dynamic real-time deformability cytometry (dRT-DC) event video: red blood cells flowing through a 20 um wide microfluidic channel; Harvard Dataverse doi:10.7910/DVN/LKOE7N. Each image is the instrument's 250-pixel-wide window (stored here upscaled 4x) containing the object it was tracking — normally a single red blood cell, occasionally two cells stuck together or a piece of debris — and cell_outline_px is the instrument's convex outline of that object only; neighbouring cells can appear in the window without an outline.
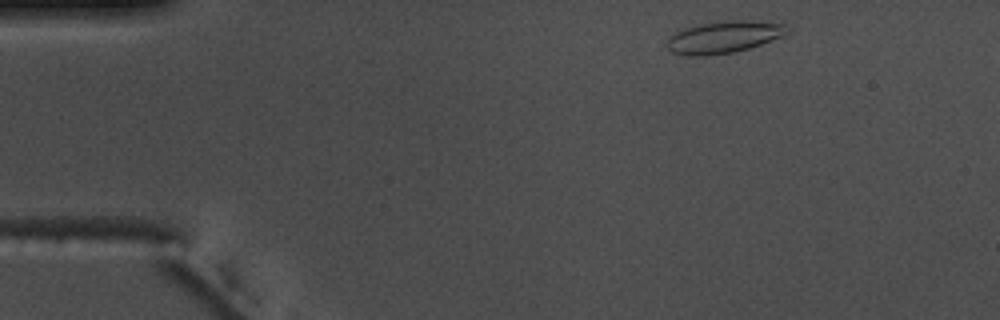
{"species": "common noctule bat (a hibernating species)", "species_latin": "Nyctalus noctula", "temperature_condition": "warm", "stored_images_in_passage": 49, "camera_frame_rate_fps": 3000, "um_per_image_px": 0.085, "animal": {"sex": "male", "body_mass_g": 17.5, "forearm_length_mm": 52.3}, "frame": {"image": 1, "passage_image": 2, "time_ms": 0.333, "image_size_px": [1000, 320], "cell_outline_px": [[792, 28], [788, 32], [780, 36], [760, 44], [748, 48], [732, 52], [704, 56], [684, 56], [672, 52], [668, 48], [668, 36], [684, 28], [700, 24], [728, 20], [740, 20], [784, 24]], "centroid_in_image_um": [61.48, 3.15], "position_along_channel_um": 23.5, "area_um2": 22.14}}
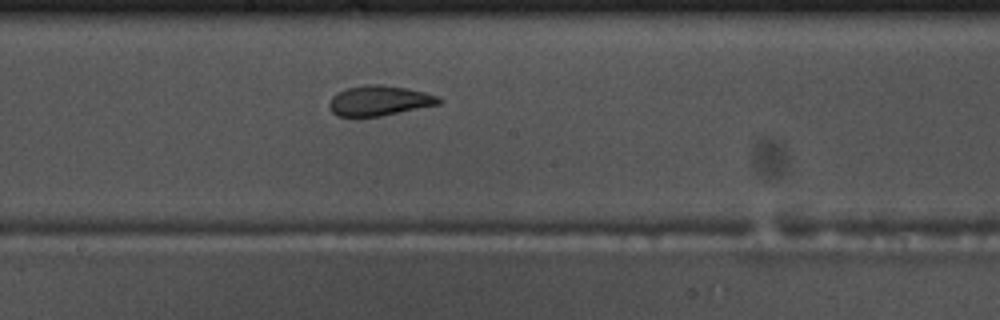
{"frame": {"image": 2, "passage_image": 24, "time_ms": 7.667, "image_size_px": [1000, 320], "cell_outline_px": [[444, 100], [440, 104], [360, 120], [336, 116], [332, 112], [328, 104], [332, 96], [348, 88], [364, 84], [380, 84], [408, 88], [440, 96]], "centroid_in_image_um": [32.22, 8.59], "position_along_channel_um": 216.0, "area_um2": 19.88}}
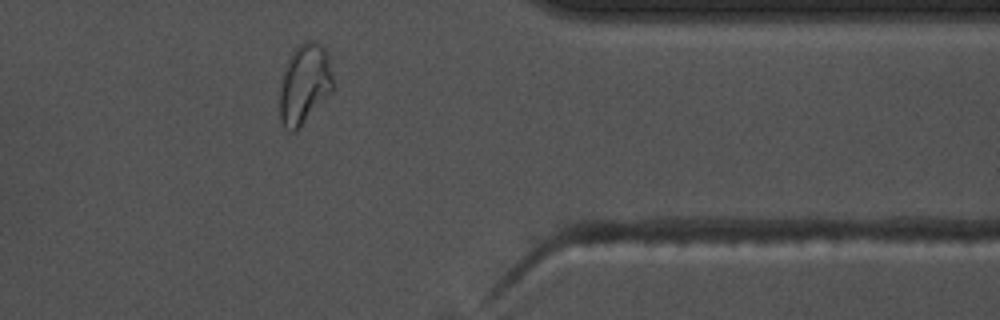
{"frame": {"image": 3, "passage_image": 39, "time_ms": 12.667, "image_size_px": [1000, 320], "cell_outline_px": [[332, 92], [296, 132], [288, 132], [284, 128], [280, 120], [280, 80], [284, 68], [292, 52], [300, 44], [308, 40], [312, 40], [324, 44], [328, 52], [332, 72]], "centroid_in_image_um": [25.88, 7.14], "position_along_channel_um": 385.5, "area_um2": 25.32}, "authors_computed_cell_mechanics": {"area_um2": 20.4612, "velocity_mm_per_s": 3.6732, "shape_relaxation_time_tau1_ms": 10.3697, "shape_relaxation_time_tau2_ms": 1.293, "deformation_change_tau1": 0.2545, "deformation_change_tau2": 0.0672}}